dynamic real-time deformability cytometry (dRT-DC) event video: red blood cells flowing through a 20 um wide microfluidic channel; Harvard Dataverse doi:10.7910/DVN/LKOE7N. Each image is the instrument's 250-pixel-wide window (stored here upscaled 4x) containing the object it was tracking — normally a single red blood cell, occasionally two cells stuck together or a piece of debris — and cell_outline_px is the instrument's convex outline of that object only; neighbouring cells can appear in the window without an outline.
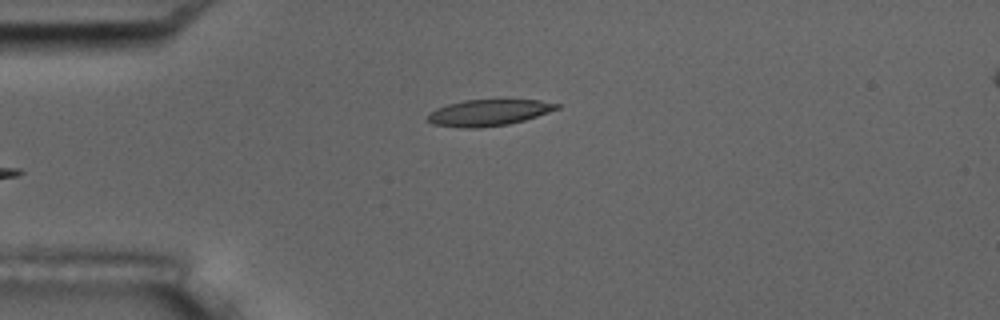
{"species": "common noctule bat (a hibernating species)", "species_latin": "Nyctalus noctula", "temperature_condition": "room temperature", "stored_images_in_passage": 5, "camera_frame_rate_fps": 3000, "um_per_image_px": 0.085, "animal": {"sex": "male", "body_mass_g": 17.5, "forearm_length_mm": 52.3}, "frame": {"image": 1, "passage_image": 5, "time_ms": 5.333, "image_size_px": [1000, 320], "cell_outline_px": [[560, 108], [524, 120], [508, 124], [476, 128], [460, 128], [432, 124], [424, 120], [436, 108], [448, 104], [464, 100], [500, 96], [504, 96], [540, 100], [560, 104]], "centroid_in_image_um": [41.56, 9.51], "position_along_channel_um": 43.4, "area_um2": 20.87}}